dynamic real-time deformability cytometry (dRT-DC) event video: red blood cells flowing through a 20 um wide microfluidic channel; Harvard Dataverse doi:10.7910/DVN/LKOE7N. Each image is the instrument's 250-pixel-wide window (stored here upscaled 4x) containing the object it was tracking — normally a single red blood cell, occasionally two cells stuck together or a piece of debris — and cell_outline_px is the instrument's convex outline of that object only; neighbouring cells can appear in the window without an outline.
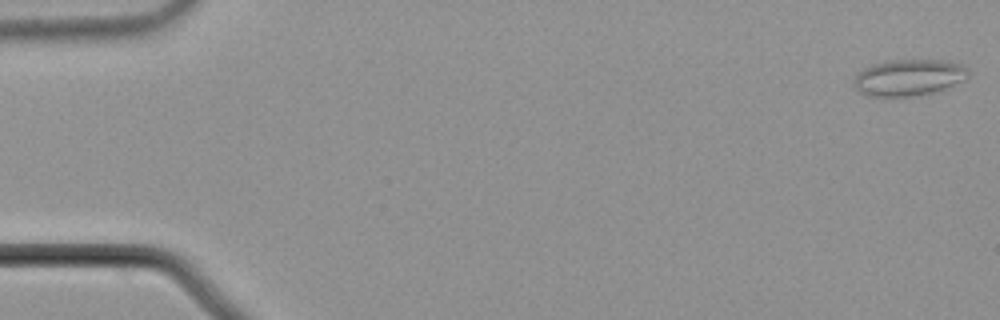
{"species": "common noctule bat (a hibernating species)", "species_latin": "Nyctalus noctula", "temperature_condition": "cold", "stored_images_in_passage": 55, "camera_frame_rate_fps": 3000, "um_per_image_px": 0.085, "animal": {"sex": "male", "body_mass_g": 21.5, "forearm_length_mm": 52.0}, "frame": {"image": 1, "passage_image": 1, "time_ms": 0.0, "image_size_px": [1000, 320], "cell_outline_px": [[968, 76], [964, 80], [944, 88], [932, 92], [908, 96], [868, 96], [860, 92], [852, 84], [856, 76], [864, 68], [872, 64], [892, 60], [940, 60], [964, 64], [968, 68]], "centroid_in_image_um": [77.24, 6.57], "position_along_channel_um": 7.8, "area_um2": 24.04}}
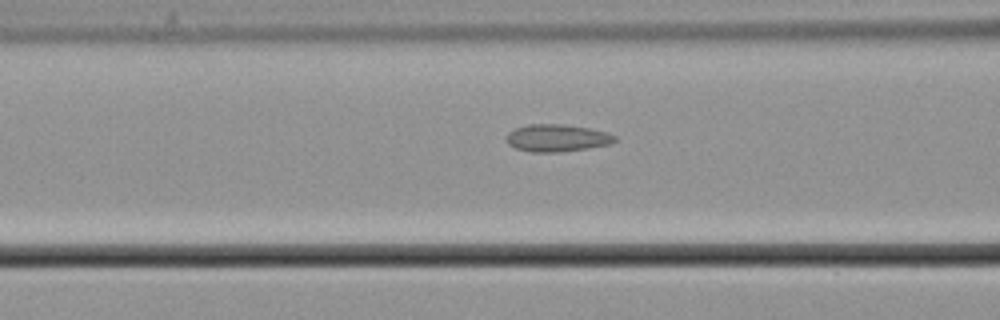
{"frame": {"image": 2, "passage_image": 22, "time_ms": 7.0, "image_size_px": [1000, 320], "cell_outline_px": [[616, 140], [608, 144], [588, 148], [560, 152], [532, 152], [516, 148], [508, 144], [508, 132], [516, 128], [528, 124], [564, 124], [588, 128], [608, 132], [616, 136]], "centroid_in_image_um": [47.35, 11.72], "position_along_channel_um": 119.2, "area_um2": 17.11}}
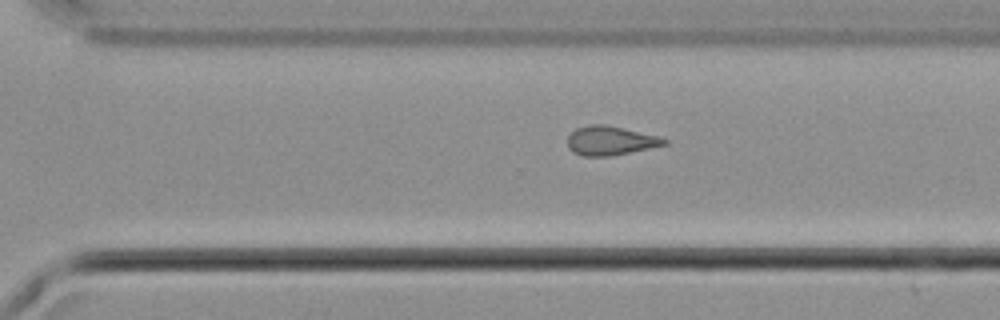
{"frame": {"image": 3, "passage_image": 38, "time_ms": 12.333, "image_size_px": [1000, 320], "cell_outline_px": [[668, 144], [608, 156], [580, 156], [572, 152], [568, 148], [568, 136], [576, 128], [588, 124], [604, 124], [624, 128], [660, 136], [668, 140]], "centroid_in_image_um": [51.86, 11.94], "position_along_channel_um": 318.7, "area_um2": 16.42}, "authors_computed_cell_mechanics": {"area_um2": 16.9354, "velocity_mm_per_s": 3.7459, "shape_relaxation_time_tau1_ms": null, "shape_relaxation_time_tau2_ms": 5.3768, "deformation_change_tau1": null, "deformation_change_tau2": 0.1143}}